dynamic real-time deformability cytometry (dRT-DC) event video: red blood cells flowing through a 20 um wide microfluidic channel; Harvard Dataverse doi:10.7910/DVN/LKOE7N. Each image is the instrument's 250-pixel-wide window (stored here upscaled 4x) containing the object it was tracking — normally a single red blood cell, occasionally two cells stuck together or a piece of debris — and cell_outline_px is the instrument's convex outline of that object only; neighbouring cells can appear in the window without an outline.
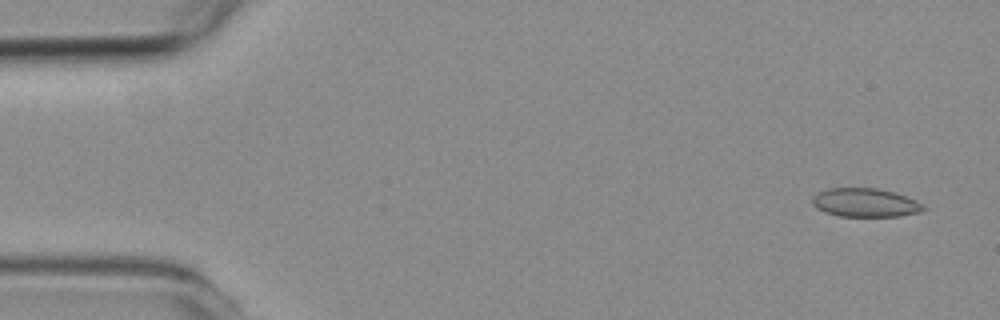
{"species": "common noctule bat (a hibernating species)", "species_latin": "Nyctalus noctula", "temperature_condition": "room temperature", "stored_images_in_passage": 5, "camera_frame_rate_fps": 3000, "um_per_image_px": 0.085, "animal": {"sex": "female", "body_mass_g": 19.3, "forearm_length_mm": 54.1}, "frame": {"image": 1, "passage_image": 1, "time_ms": 0.0, "image_size_px": [1000, 320], "cell_outline_px": [[924, 208], [920, 212], [900, 216], [840, 216], [824, 212], [816, 208], [812, 204], [812, 196], [828, 188], [876, 188], [892, 192], [916, 200]], "centroid_in_image_um": [73.49, 17.23], "position_along_channel_um": 11.5, "area_um2": 18.32}}
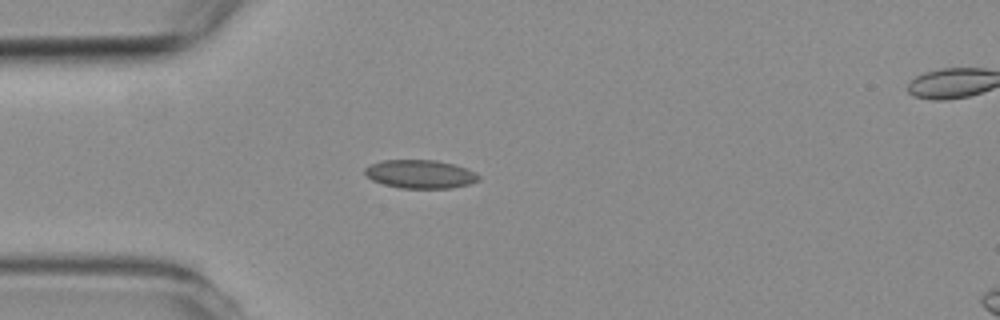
{"frame": {"image": 2, "passage_image": 4, "time_ms": 3.667, "image_size_px": [1000, 320], "cell_outline_px": [[480, 180], [468, 184], [452, 188], [400, 188], [384, 184], [372, 180], [364, 172], [364, 168], [380, 160], [436, 160], [468, 168], [476, 172], [480, 176]], "centroid_in_image_um": [35.74, 14.8], "position_along_channel_um": 49.3, "area_um2": 18.9}}